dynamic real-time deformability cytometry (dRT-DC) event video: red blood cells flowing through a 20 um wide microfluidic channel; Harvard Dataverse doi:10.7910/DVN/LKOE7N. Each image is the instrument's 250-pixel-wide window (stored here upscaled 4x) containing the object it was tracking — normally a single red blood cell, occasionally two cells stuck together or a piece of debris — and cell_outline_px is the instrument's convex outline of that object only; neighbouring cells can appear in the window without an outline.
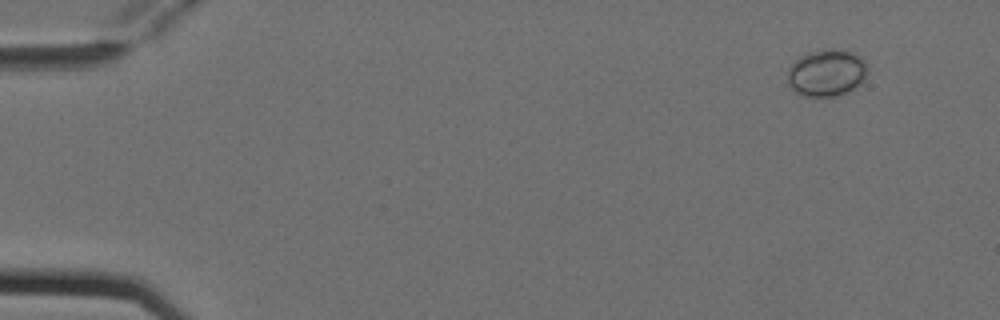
{"species": "Egyptian fruit bat (a non-hibernating species)", "species_latin": "Rousettus aegyptiacus", "temperature_condition": "cold", "stored_images_in_passage": 5, "camera_frame_rate_fps": 3000, "um_per_image_px": 0.085, "animal": {"sex": "female"}, "frame": {"image": 1, "passage_image": 1, "time_ms": 0.0, "image_size_px": [1000, 320], "cell_outline_px": [[868, 72], [864, 80], [856, 88], [848, 92], [836, 96], [800, 96], [792, 92], [788, 88], [788, 68], [800, 56], [808, 52], [824, 48], [832, 48], [852, 52], [860, 56], [864, 60], [868, 68]], "centroid_in_image_um": [70.25, 6.2], "position_along_channel_um": 14.7, "area_um2": 22.48}}